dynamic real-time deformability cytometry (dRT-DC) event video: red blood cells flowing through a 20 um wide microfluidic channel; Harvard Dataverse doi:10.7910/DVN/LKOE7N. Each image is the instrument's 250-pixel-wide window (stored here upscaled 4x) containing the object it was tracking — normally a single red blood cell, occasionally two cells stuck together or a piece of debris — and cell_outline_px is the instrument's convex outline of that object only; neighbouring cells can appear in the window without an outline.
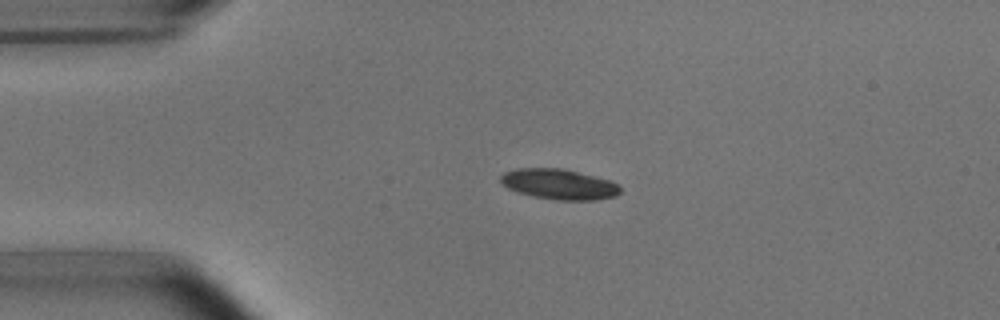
{"species": "common noctule bat (a hibernating species)", "species_latin": "Nyctalus noctula", "temperature_condition": "room temperature", "stored_images_in_passage": 3, "camera_frame_rate_fps": 3000, "um_per_image_px": 0.085, "animal": {"sex": "male", "body_mass_g": 15.6}, "frame": {"image": 1, "passage_image": 2, "time_ms": 1.333, "image_size_px": [1000, 320], "cell_outline_px": [[620, 192], [616, 196], [596, 200], [556, 200], [532, 196], [516, 192], [508, 188], [500, 180], [500, 176], [504, 172], [516, 168], [564, 168], [608, 180], [616, 184], [620, 188]], "centroid_in_image_um": [47.48, 15.66], "position_along_channel_um": 37.5, "area_um2": 21.15}}